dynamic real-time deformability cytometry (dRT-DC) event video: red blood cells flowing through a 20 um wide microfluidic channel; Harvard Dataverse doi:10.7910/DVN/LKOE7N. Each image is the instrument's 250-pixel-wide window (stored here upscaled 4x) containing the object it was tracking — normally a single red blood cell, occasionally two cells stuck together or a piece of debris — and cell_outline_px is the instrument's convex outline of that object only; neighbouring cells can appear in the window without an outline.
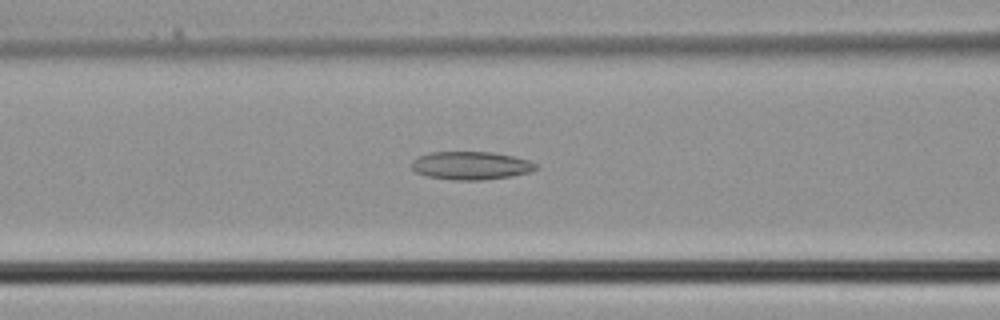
{"species": "common noctule bat (a hibernating species)", "species_latin": "Nyctalus noctula", "temperature_condition": "cold", "stored_images_in_passage": 34, "camera_frame_rate_fps": 3000, "um_per_image_px": 0.085, "animal": {"sex": "male", "body_mass_g": 21.5, "forearm_length_mm": 52.0}, "frame": {"image": 1, "passage_image": 15, "time_ms": 4.667, "image_size_px": [1000, 320], "cell_outline_px": [[536, 168], [532, 172], [512, 176], [480, 180], [456, 180], [428, 176], [416, 172], [412, 168], [412, 160], [416, 156], [428, 152], [492, 152], [512, 156], [528, 160], [536, 164]], "centroid_in_image_um": [40.0, 14.06], "position_along_channel_um": 126.6, "area_um2": 20.35}}
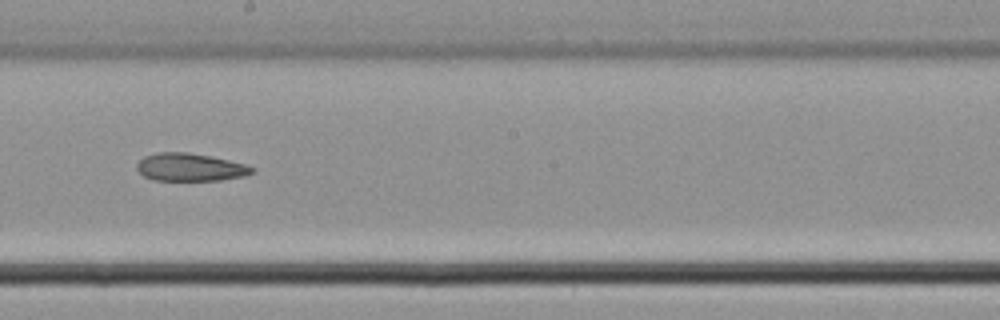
{"frame": {"image": 2, "passage_image": 21, "time_ms": 6.667, "image_size_px": [1000, 320], "cell_outline_px": [[256, 172], [244, 176], [220, 180], [152, 180], [144, 176], [136, 168], [136, 164], [144, 156], [156, 152], [188, 152], [212, 156], [244, 164], [256, 168]], "centroid_in_image_um": [16.17, 14.21], "position_along_channel_um": 232.0, "area_um2": 18.79}}
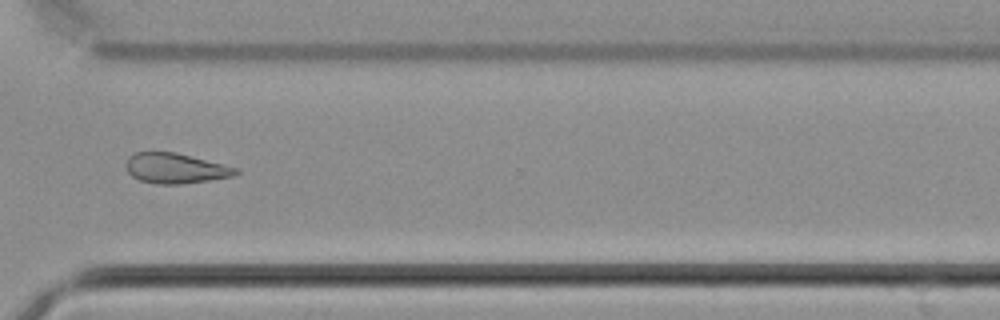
{"frame": {"image": 3, "passage_image": 28, "time_ms": 9.0, "image_size_px": [1000, 320], "cell_outline_px": [[240, 172], [232, 176], [208, 180], [180, 184], [156, 184], [140, 180], [132, 176], [124, 168], [124, 164], [128, 156], [136, 152], [176, 152], [236, 168]], "centroid_in_image_um": [14.83, 14.3], "position_along_channel_um": 355.8, "area_um2": 19.19}}